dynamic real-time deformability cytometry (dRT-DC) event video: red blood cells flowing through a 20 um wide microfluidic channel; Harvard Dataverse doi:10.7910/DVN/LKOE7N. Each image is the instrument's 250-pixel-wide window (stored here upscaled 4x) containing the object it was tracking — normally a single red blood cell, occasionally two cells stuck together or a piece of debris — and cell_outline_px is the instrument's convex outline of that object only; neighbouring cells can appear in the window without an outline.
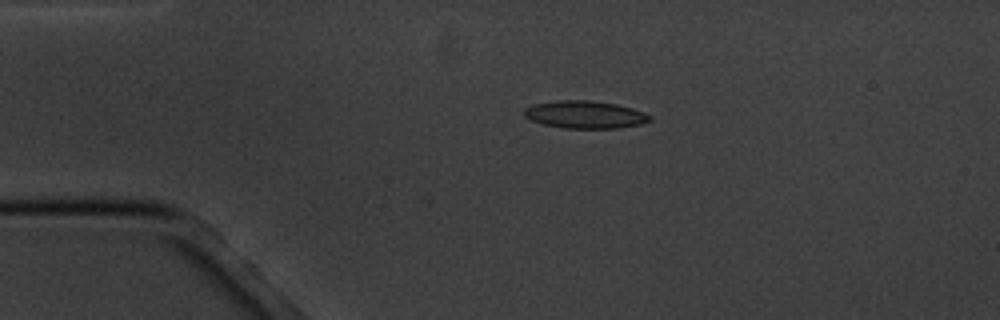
{"species": "common noctule bat (a hibernating species)", "species_latin": "Nyctalus noctula", "temperature_condition": "cold", "stored_images_in_passage": 3, "camera_frame_rate_fps": 3000, "um_per_image_px": 0.085, "animal": {"sex": "male", "body_mass_g": 20.1, "forearm_length_mm": 53.5}, "frame": {"image": 1, "passage_image": 2, "time_ms": 2.0, "image_size_px": [1000, 320], "cell_outline_px": [[652, 120], [640, 124], [620, 128], [564, 128], [544, 124], [532, 120], [524, 116], [524, 108], [532, 104], [556, 100], [588, 100], [616, 104], [632, 108], [644, 112], [652, 116]], "centroid_in_image_um": [49.73, 9.73], "position_along_channel_um": 35.3, "area_um2": 20.23}}